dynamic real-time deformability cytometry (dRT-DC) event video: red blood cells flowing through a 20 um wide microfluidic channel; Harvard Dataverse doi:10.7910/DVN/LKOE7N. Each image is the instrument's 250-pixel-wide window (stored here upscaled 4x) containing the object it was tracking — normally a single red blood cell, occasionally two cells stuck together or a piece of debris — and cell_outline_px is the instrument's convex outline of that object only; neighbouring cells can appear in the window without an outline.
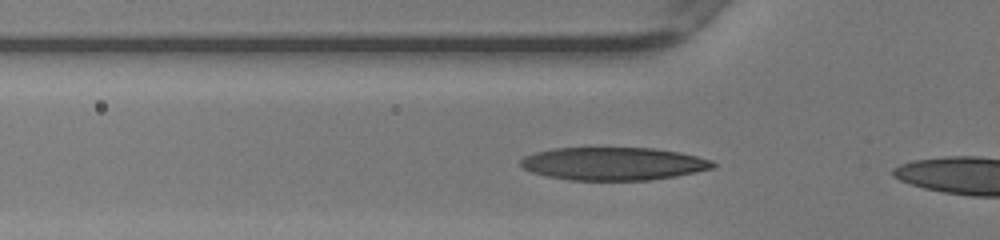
{"species": "human", "species_latin": "Homo sapiens", "temperature_condition": "warm", "stored_images_in_passage": 17, "camera_frame_rate_fps": 3000, "um_per_image_px": 0.085, "donor": {"sex": "female"}, "frame": {"image": 1, "passage_image": 3, "time_ms": 0.667, "image_size_px": [1000, 240], "cell_outline_px": [[716, 164], [712, 168], [696, 172], [676, 176], [652, 180], [568, 180], [548, 176], [532, 172], [524, 168], [520, 164], [520, 160], [524, 156], [536, 152], [552, 148], [592, 144], [652, 148], [680, 152], [712, 160]], "centroid_in_image_um": [52.09, 13.86], "position_along_channel_um": 73.7, "area_um2": 38.32}}
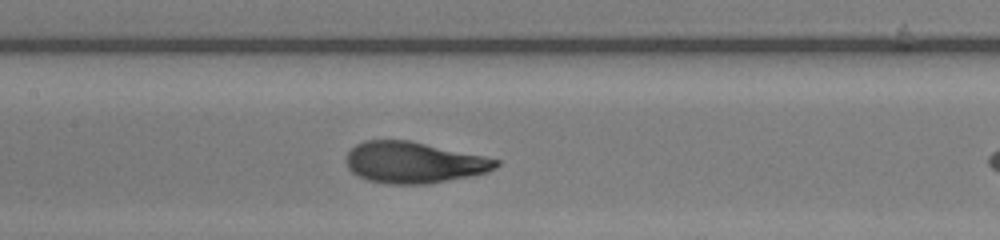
{"frame": {"image": 2, "passage_image": 10, "time_ms": 3.0, "image_size_px": [1000, 240], "cell_outline_px": [[500, 164], [496, 168], [488, 172], [428, 184], [388, 184], [368, 180], [352, 172], [348, 168], [344, 160], [348, 152], [356, 144], [364, 140], [408, 140], [484, 156], [500, 160]], "centroid_in_image_um": [35.15, 13.81], "position_along_channel_um": 172.2, "area_um2": 35.95}}
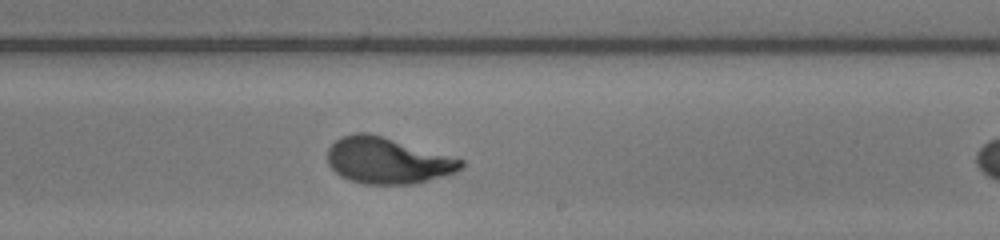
{"frame": {"image": 3, "passage_image": 16, "time_ms": 5.0, "image_size_px": [1000, 240], "cell_outline_px": [[464, 164], [456, 172], [444, 176], [412, 184], [364, 184], [348, 180], [340, 176], [328, 164], [328, 148], [340, 136], [352, 132], [368, 132], [464, 160]], "centroid_in_image_um": [32.89, 13.65], "position_along_channel_um": 256.1, "area_um2": 35.84}}